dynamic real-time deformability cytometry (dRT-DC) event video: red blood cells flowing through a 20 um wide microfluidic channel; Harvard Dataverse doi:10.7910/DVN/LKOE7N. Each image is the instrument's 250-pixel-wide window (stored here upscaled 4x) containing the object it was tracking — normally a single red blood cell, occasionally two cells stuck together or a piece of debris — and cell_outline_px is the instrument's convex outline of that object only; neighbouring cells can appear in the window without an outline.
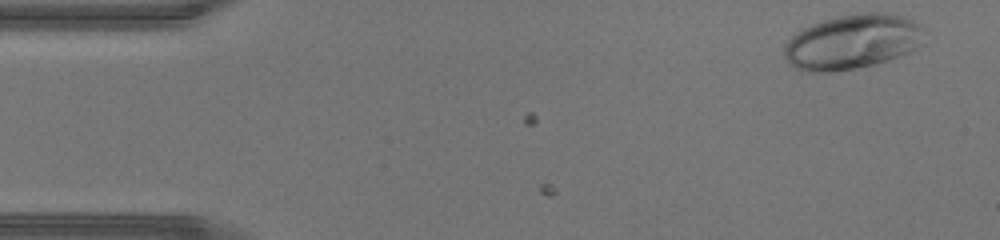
{"species": "human", "species_latin": "Homo sapiens", "temperature_condition": "warm", "stored_images_in_passage": 5, "camera_frame_rate_fps": 3000, "um_per_image_px": 0.085, "donor": {"sex": "male"}, "frame": {"image": 1, "passage_image": 1, "time_ms": 0.0, "image_size_px": [1000, 240], "cell_outline_px": [[924, 44], [912, 52], [876, 64], [856, 68], [832, 72], [804, 72], [796, 68], [784, 56], [784, 44], [796, 32], [812, 24], [824, 20], [840, 16], [860, 12], [884, 12], [900, 16], [912, 20], [920, 24]], "centroid_in_image_um": [72.47, 3.56], "position_along_channel_um": 12.5, "area_um2": 44.85}}